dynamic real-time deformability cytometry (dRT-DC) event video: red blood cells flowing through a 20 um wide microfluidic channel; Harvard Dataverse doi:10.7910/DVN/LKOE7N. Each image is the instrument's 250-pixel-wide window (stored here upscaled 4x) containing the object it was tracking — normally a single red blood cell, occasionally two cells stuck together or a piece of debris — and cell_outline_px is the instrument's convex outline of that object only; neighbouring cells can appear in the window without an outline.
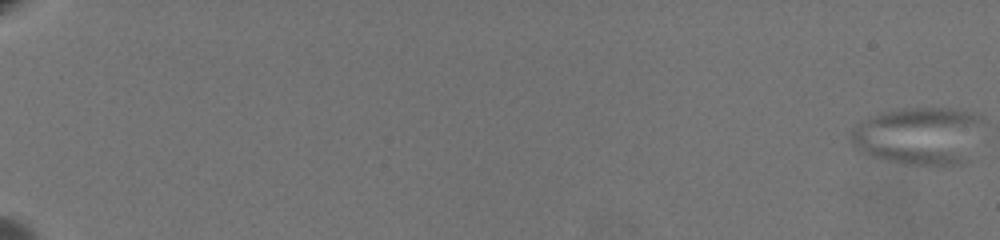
{"species": "common noctule bat (a hibernating species)", "species_latin": "Nyctalus noctula", "temperature_condition": "warm", "stored_images_in_passage": 69, "camera_frame_rate_fps": 3000, "um_per_image_px": 0.085, "animal": {"sex": "female", "body_mass_g": 19.5, "forearm_length_mm": 54.1}, "frame": {"image": 1, "passage_image": 1, "time_ms": 0.0, "image_size_px": [1000, 240], "cell_outline_px": [[980, 120], [964, 160], [960, 164], [904, 164], [872, 156], [860, 152], [852, 144], [848, 136], [860, 124], [880, 112], [904, 108], [948, 108], [980, 116]], "centroid_in_image_um": [77.97, 11.53], "position_along_channel_um": 7.0, "area_um2": 42.54}}
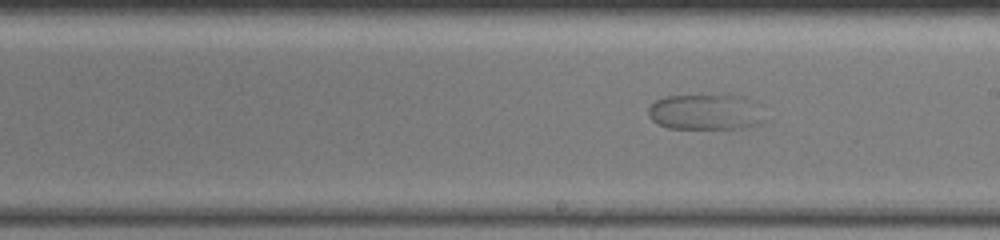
{"frame": {"image": 2, "passage_image": 44, "time_ms": 14.333, "image_size_px": [1000, 240], "cell_outline_px": [[768, 120], [760, 124], [744, 128], [668, 128], [656, 124], [648, 116], [648, 108], [656, 100], [664, 96], [720, 92], [744, 96], [760, 104]], "centroid_in_image_um": [60.06, 9.47], "position_along_channel_um": 228.9, "area_um2": 25.72}}
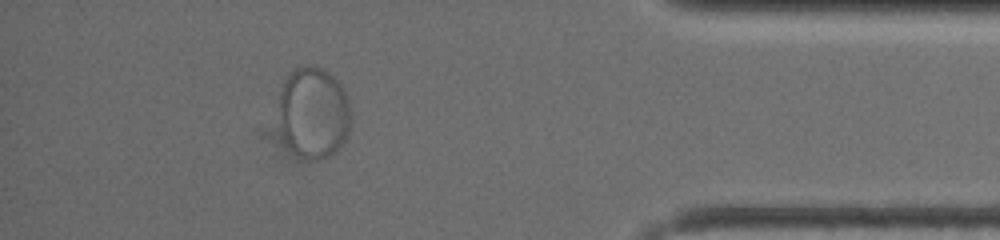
{"frame": {"image": 3, "passage_image": 63, "time_ms": 20.667, "image_size_px": [1000, 240], "cell_outline_px": [[352, 120], [348, 136], [344, 144], [336, 152], [320, 160], [304, 160], [288, 144], [284, 136], [280, 120], [280, 92], [284, 80], [296, 68], [308, 64], [320, 68], [328, 72], [344, 88], [348, 96]], "centroid_in_image_um": [26.72, 9.59], "position_along_channel_um": 408.5, "area_um2": 38.73}}